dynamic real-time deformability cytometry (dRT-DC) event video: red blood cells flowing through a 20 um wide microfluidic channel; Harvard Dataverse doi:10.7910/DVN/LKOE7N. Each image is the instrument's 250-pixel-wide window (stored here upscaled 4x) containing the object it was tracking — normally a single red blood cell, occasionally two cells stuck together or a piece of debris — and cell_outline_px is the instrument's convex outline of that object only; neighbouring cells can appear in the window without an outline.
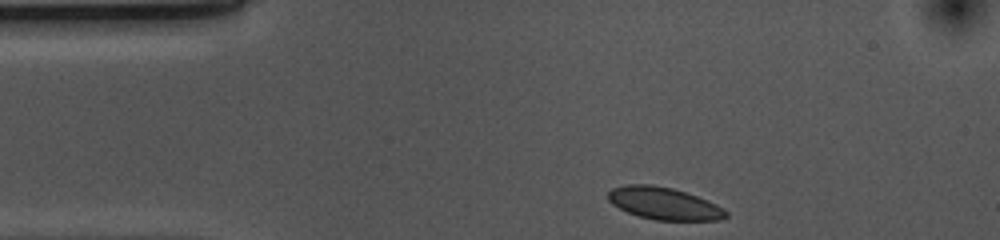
{"species": "common noctule bat (a hibernating species)", "species_latin": "Nyctalus noctula", "temperature_condition": "cold", "stored_images_in_passage": 34, "camera_frame_rate_fps": 3000, "um_per_image_px": 0.085, "animal": {"sex": "female", "body_mass_g": 10.0, "forearm_length_mm": 53.1}, "frame": {"image": 1, "passage_image": 1, "time_ms": 0.0, "image_size_px": [1000, 240], "cell_outline_px": [[728, 216], [720, 220], [656, 220], [640, 216], [628, 212], [612, 204], [608, 200], [608, 192], [612, 188], [628, 184], [652, 184], [672, 188], [708, 200], [724, 208], [728, 212]], "centroid_in_image_um": [56.45, 17.29], "position_along_channel_um": 28.5, "area_um2": 22.08}}
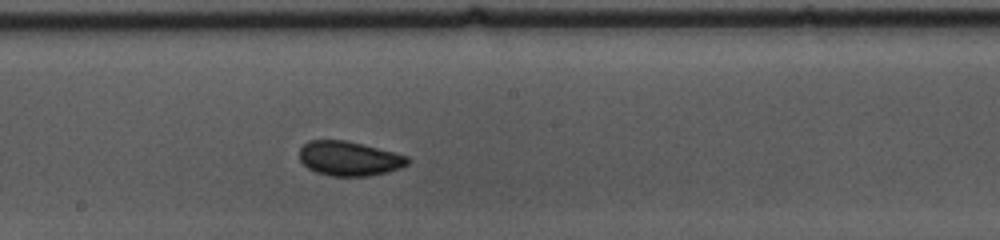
{"frame": {"image": 2, "passage_image": 20, "time_ms": 6.333, "image_size_px": [1000, 240], "cell_outline_px": [[408, 164], [400, 168], [388, 172], [368, 176], [328, 176], [316, 172], [308, 168], [300, 160], [300, 148], [308, 140], [344, 140], [408, 156]], "centroid_in_image_um": [29.65, 13.49], "position_along_channel_um": 218.5, "area_um2": 21.56}}
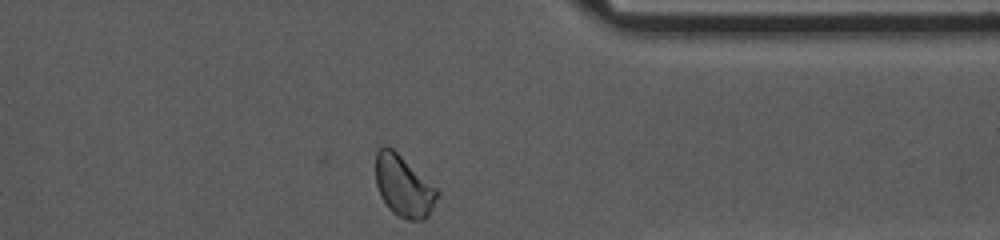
{"frame": {"image": 3, "passage_image": 34, "time_ms": 11.0, "image_size_px": [1000, 240], "cell_outline_px": [[440, 192], [428, 216], [424, 220], [408, 220], [392, 212], [388, 208], [380, 196], [376, 184], [376, 152], [384, 144], [392, 148], [436, 188]], "centroid_in_image_um": [34.29, 15.83], "position_along_channel_um": 377.1, "area_um2": 21.73}}